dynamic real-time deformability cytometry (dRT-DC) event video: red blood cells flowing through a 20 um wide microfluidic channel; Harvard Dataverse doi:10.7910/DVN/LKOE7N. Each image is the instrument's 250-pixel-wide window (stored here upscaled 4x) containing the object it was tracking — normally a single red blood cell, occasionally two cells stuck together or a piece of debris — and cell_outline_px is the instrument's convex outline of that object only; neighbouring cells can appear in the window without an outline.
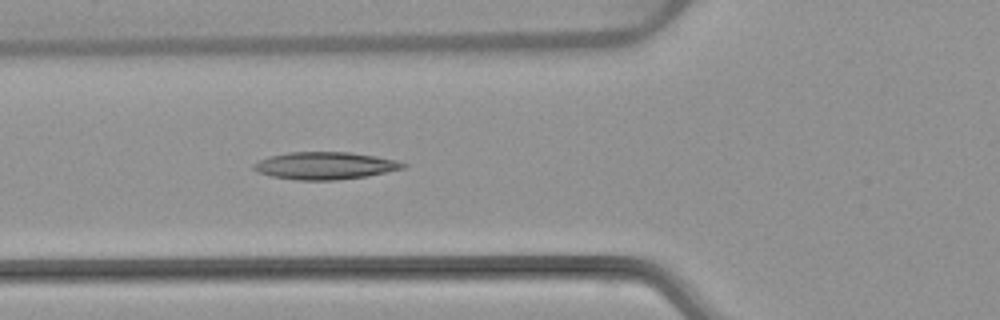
{"species": "common noctule bat (a hibernating species)", "species_latin": "Nyctalus noctula", "temperature_condition": "warm", "stored_images_in_passage": 6, "camera_frame_rate_fps": 3000, "um_per_image_px": 0.085, "animal": {"sex": "female", "body_mass_g": 22.7, "forearm_length_mm": 54.2}, "frame": {"image": 1, "passage_image": 5, "time_ms": 4.667, "image_size_px": [1000, 320], "cell_outline_px": [[408, 164], [404, 168], [368, 176], [336, 180], [296, 180], [272, 176], [256, 172], [252, 168], [252, 164], [268, 156], [288, 152], [348, 152], [376, 156], [396, 160]], "centroid_in_image_um": [27.6, 14.08], "position_along_channel_um": 98.2, "area_um2": 23.93}}